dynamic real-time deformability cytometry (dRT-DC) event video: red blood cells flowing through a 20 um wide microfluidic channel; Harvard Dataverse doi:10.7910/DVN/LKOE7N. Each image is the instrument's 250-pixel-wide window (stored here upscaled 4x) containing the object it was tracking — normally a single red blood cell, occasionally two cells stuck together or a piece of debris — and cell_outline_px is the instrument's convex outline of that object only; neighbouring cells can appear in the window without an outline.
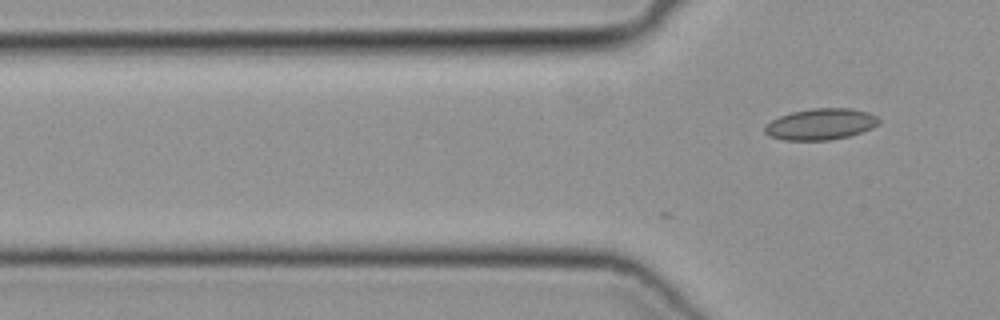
{"species": "common noctule bat (a hibernating species)", "species_latin": "Nyctalus noctula", "temperature_condition": "cold", "stored_images_in_passage": 2, "camera_frame_rate_fps": 3000, "um_per_image_px": 0.085, "animal": {"sex": "female", "body_mass_g": 19.3, "forearm_length_mm": 54.1}, "frame": {"image": 1, "passage_image": 2, "time_ms": 0.333, "image_size_px": [1000, 320], "cell_outline_px": [[880, 124], [872, 128], [848, 136], [828, 140], [784, 140], [768, 136], [764, 132], [764, 128], [772, 120], [780, 116], [792, 112], [812, 108], [848, 108], [868, 112], [876, 116], [880, 120]], "centroid_in_image_um": [69.76, 10.55], "position_along_channel_um": 56.0, "area_um2": 20.69}}